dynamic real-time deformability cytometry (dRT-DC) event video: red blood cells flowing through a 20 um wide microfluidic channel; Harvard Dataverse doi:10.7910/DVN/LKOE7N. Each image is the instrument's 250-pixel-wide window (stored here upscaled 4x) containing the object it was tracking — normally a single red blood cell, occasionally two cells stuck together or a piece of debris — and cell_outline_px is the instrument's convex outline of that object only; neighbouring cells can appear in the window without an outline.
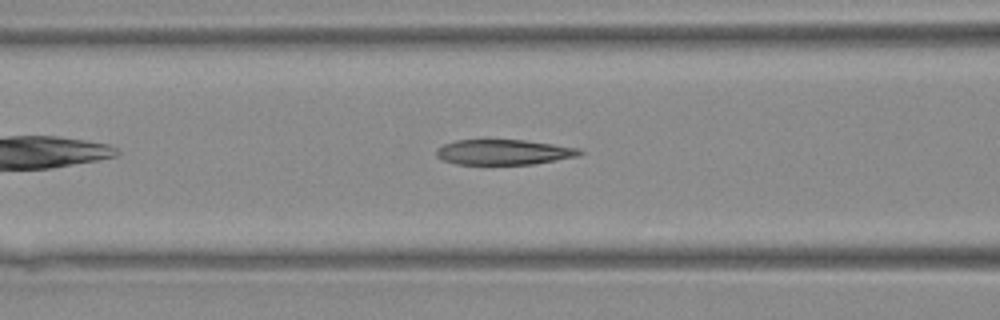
{"species": "Egyptian fruit bat (a non-hibernating species)", "species_latin": "Rousettus aegyptiacus", "temperature_condition": "warm", "stored_images_in_passage": 23, "camera_frame_rate_fps": 3000, "um_per_image_px": 0.085, "animal": {"sex": "female"}, "frame": {"image": 1, "passage_image": 4, "time_ms": 1.0, "image_size_px": [1000, 320], "cell_outline_px": [[584, 152], [576, 156], [536, 164], [456, 164], [444, 160], [436, 156], [436, 148], [444, 144], [456, 140], [524, 140], [580, 148]], "centroid_in_image_um": [42.8, 12.93], "position_along_channel_um": 123.8, "area_um2": 20.98}}
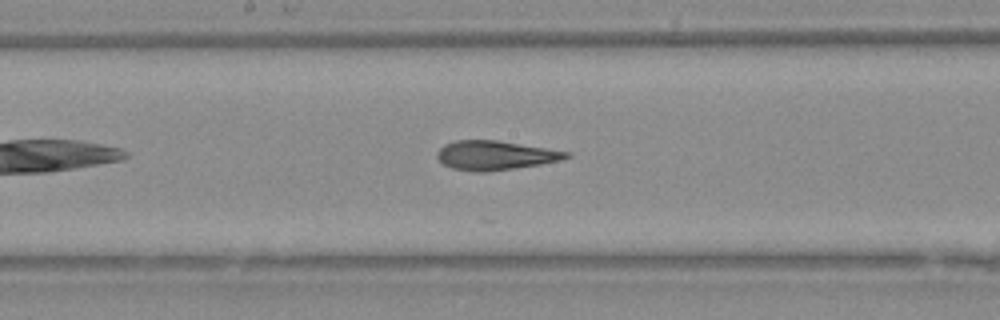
{"frame": {"image": 2, "passage_image": 9, "time_ms": 2.667, "image_size_px": [1000, 320], "cell_outline_px": [[572, 156], [560, 160], [540, 164], [484, 172], [472, 172], [452, 168], [444, 164], [436, 156], [436, 152], [444, 144], [456, 140], [496, 140], [572, 152]], "centroid_in_image_um": [42.08, 13.2], "position_along_channel_um": 206.1, "area_um2": 21.91}}
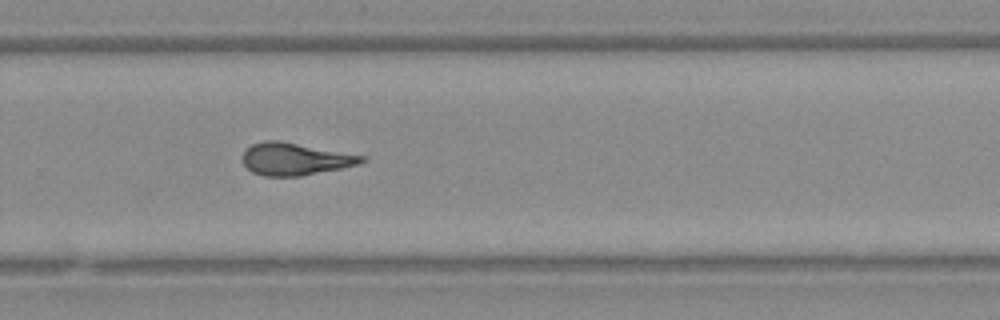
{"frame": {"image": 3, "passage_image": 15, "time_ms": 4.667, "image_size_px": [1000, 320], "cell_outline_px": [[368, 160], [356, 164], [340, 168], [300, 176], [264, 176], [252, 172], [244, 164], [244, 152], [252, 144], [264, 140], [280, 140], [368, 156]], "centroid_in_image_um": [25.11, 13.5], "position_along_channel_um": 304.7, "area_um2": 22.37}}